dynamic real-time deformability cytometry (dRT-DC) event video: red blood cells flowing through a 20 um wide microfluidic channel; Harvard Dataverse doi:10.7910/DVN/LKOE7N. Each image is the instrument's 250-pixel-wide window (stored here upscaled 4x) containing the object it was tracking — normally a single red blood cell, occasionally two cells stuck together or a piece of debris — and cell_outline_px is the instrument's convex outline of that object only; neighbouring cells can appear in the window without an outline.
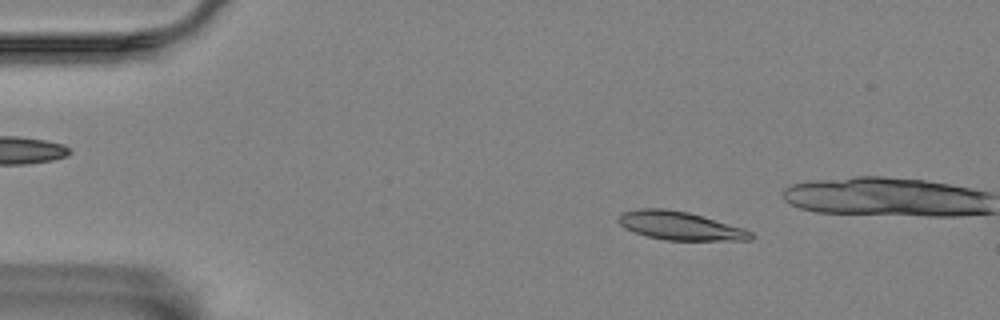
{"species": "Egyptian fruit bat (a non-hibernating species)", "species_latin": "Rousettus aegyptiacus", "temperature_condition": "room temperature", "stored_images_in_passage": 5, "camera_frame_rate_fps": 3000, "um_per_image_px": 0.085, "animal": {"sex": "female"}, "frame": {"image": 1, "passage_image": 2, "time_ms": 1.333, "image_size_px": [1000, 320], "cell_outline_px": [[756, 236], [752, 240], [664, 240], [648, 236], [624, 228], [616, 220], [620, 212], [640, 208], [668, 208], [688, 212], [744, 228], [752, 232]], "centroid_in_image_um": [57.79, 19.18], "position_along_channel_um": 27.2, "area_um2": 22.08}}